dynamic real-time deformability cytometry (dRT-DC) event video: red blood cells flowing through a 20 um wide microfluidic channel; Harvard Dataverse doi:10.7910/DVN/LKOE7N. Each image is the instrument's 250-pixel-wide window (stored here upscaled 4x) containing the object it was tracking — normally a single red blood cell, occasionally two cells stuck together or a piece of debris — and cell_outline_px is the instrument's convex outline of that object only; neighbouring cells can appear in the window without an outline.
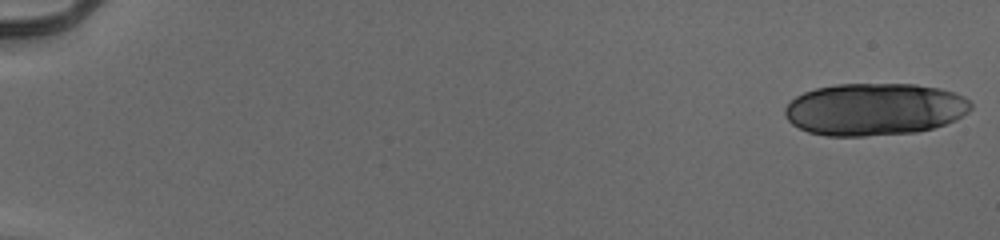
{"species": "human", "species_latin": "Homo sapiens", "temperature_condition": "cold", "stored_images_in_passage": 4, "camera_frame_rate_fps": 3000, "um_per_image_px": 0.085, "donor": {"sex": "male"}, "frame": {"image": 1, "passage_image": 1, "time_ms": 0.0, "image_size_px": [1000, 240], "cell_outline_px": [[972, 108], [968, 112], [956, 120], [932, 128], [916, 132], [864, 136], [824, 136], [808, 132], [792, 124], [784, 116], [784, 108], [796, 96], [804, 92], [816, 88], [836, 84], [916, 84], [940, 88], [964, 96], [972, 104]], "centroid_in_image_um": [74.33, 9.29], "position_along_channel_um": 10.7, "area_um2": 56.93}}